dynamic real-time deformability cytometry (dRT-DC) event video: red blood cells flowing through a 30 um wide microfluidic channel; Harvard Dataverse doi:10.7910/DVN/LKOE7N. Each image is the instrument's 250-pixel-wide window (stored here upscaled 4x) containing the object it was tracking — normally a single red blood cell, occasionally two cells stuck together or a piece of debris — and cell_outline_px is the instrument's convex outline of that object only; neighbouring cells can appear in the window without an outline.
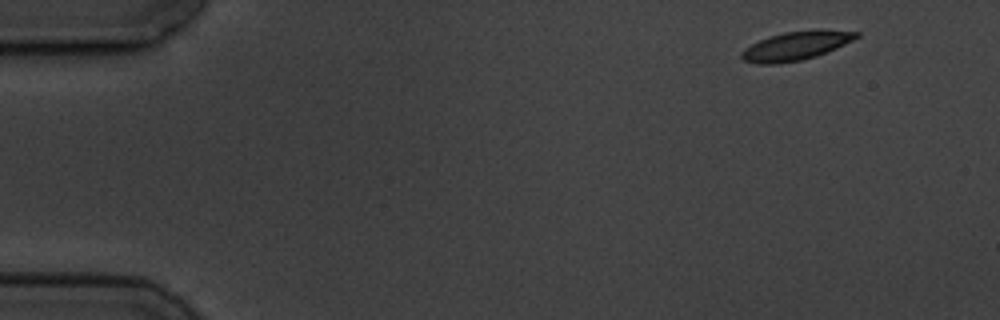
{"species": "common noctule bat (a hibernating species)", "species_latin": "Nyctalus noctula", "temperature_condition": "cold", "stored_images_in_passage": 5, "camera_frame_rate_fps": 3000, "um_per_image_px": 0.085, "animal": {"sex": "male", "body_mass_g": 19.5, "forearm_length_mm": 54.6}, "frame": {"image": 1, "passage_image": 1, "time_ms": 0.0, "image_size_px": [1000, 320], "cell_outline_px": [[860, 36], [836, 48], [816, 56], [800, 60], [776, 64], [756, 64], [744, 60], [740, 56], [740, 52], [744, 48], [768, 36], [784, 32], [816, 28], [820, 28], [860, 32]], "centroid_in_image_um": [67.66, 3.87], "position_along_channel_um": 17.3, "area_um2": 19.48}}
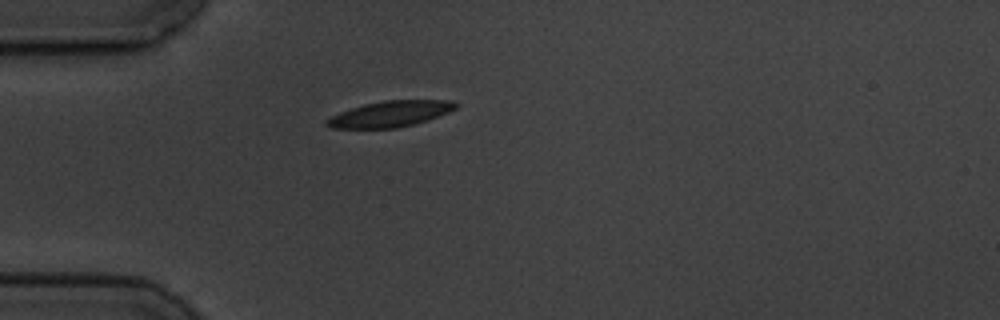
{"frame": {"image": 2, "passage_image": 4, "time_ms": 3.667, "image_size_px": [1000, 320], "cell_outline_px": [[460, 104], [456, 108], [448, 112], [428, 120], [416, 124], [396, 128], [332, 128], [324, 124], [324, 120], [340, 112], [364, 104], [384, 100], [452, 100]], "centroid_in_image_um": [33.19, 9.68], "position_along_channel_um": 51.8, "area_um2": 19.54}}